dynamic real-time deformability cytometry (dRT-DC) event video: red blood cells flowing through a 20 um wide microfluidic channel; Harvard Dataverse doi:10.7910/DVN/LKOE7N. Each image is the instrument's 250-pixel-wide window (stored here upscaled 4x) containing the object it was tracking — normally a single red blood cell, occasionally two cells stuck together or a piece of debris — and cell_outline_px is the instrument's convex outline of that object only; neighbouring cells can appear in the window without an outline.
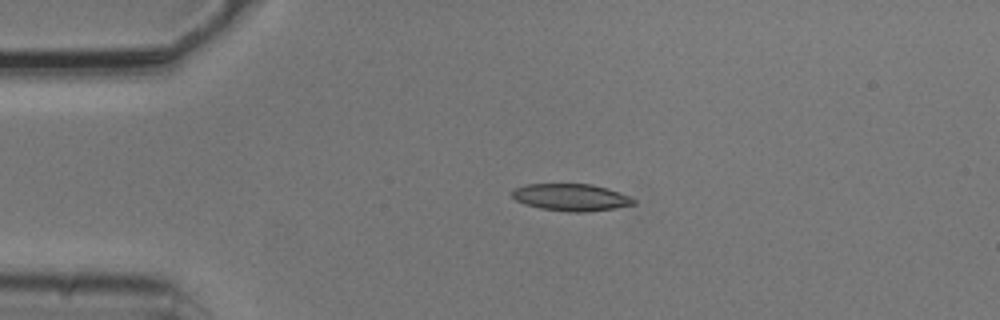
{"species": "common noctule bat (a hibernating species)", "species_latin": "Nyctalus noctula", "temperature_condition": "cold", "stored_images_in_passage": 2, "camera_frame_rate_fps": 3000, "um_per_image_px": 0.085, "animal": {"sex": "male", "body_mass_g": 20.5, "forearm_length_mm": 52.5}, "frame": {"image": 1, "passage_image": 1, "time_ms": 0.0, "image_size_px": [1000, 320], "cell_outline_px": [[636, 204], [612, 208], [584, 212], [568, 212], [540, 208], [524, 204], [516, 200], [512, 196], [512, 192], [516, 188], [524, 184], [592, 184], [608, 188], [628, 196], [636, 200]], "centroid_in_image_um": [48.53, 16.77], "position_along_channel_um": 36.5, "area_um2": 19.07}}